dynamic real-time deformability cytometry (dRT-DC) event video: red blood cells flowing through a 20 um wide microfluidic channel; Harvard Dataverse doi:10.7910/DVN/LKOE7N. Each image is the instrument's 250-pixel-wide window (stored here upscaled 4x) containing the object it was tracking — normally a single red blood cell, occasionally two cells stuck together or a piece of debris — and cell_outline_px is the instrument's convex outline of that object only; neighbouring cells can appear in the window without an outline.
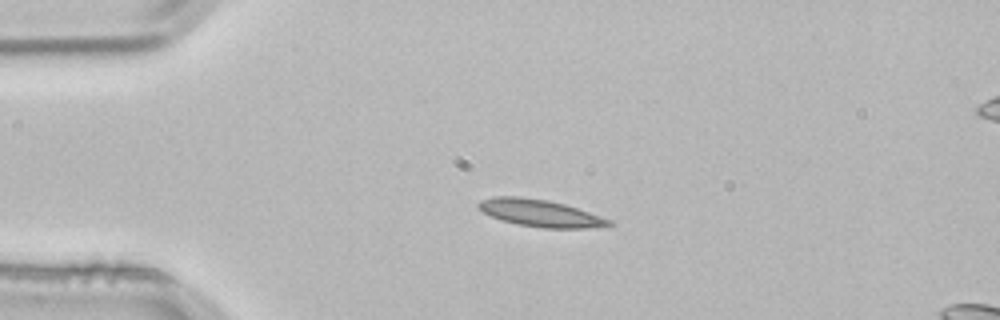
{"species": "common noctule bat (a hibernating species)", "species_latin": "Nyctalus noctula", "temperature_condition": "room temperature", "stored_images_in_passage": 2, "camera_frame_rate_fps": 3000, "um_per_image_px": 0.085, "animal": {"sex": "male", "body_mass_g": 21.5, "forearm_length_mm": 52.0}, "frame": {"image": 1, "passage_image": 1, "time_ms": 0.0, "image_size_px": [1000, 320], "cell_outline_px": [[616, 224], [584, 228], [544, 228], [520, 224], [500, 220], [476, 208], [476, 204], [480, 200], [496, 196], [520, 196], [548, 200], [564, 204], [612, 220]], "centroid_in_image_um": [45.87, 18.1], "position_along_channel_um": 39.1, "area_um2": 20.46}}